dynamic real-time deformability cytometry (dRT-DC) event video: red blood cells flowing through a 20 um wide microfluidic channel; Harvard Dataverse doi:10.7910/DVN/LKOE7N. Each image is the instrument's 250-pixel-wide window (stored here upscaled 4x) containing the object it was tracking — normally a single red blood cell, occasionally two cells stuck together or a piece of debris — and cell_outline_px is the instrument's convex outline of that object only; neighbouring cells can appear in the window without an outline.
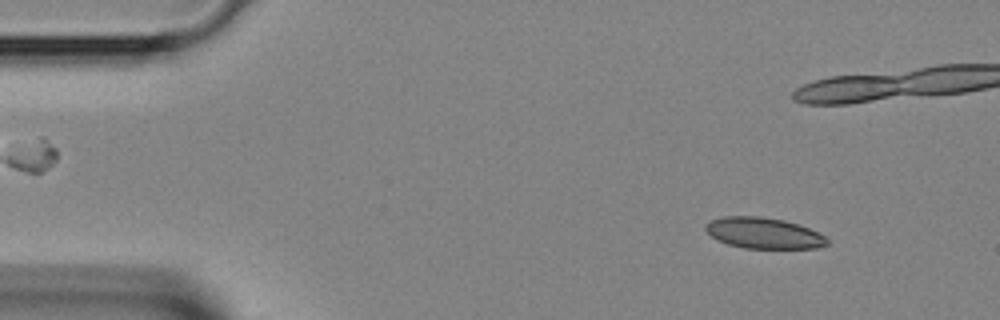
{"species": "Egyptian fruit bat (a non-hibernating species)", "species_latin": "Rousettus aegyptiacus", "temperature_condition": "room temperature", "stored_images_in_passage": 41, "camera_frame_rate_fps": 3000, "um_per_image_px": 0.085, "animal": {"sex": "female"}, "frame": {"image": 1, "passage_image": 4, "time_ms": 1.0, "image_size_px": [1000, 320], "cell_outline_px": [[828, 244], [816, 248], [744, 248], [728, 244], [716, 240], [704, 228], [712, 220], [724, 216], [760, 216], [784, 220], [808, 228], [824, 236], [828, 240]], "centroid_in_image_um": [64.9, 19.81], "position_along_channel_um": 20.1, "area_um2": 21.68}}
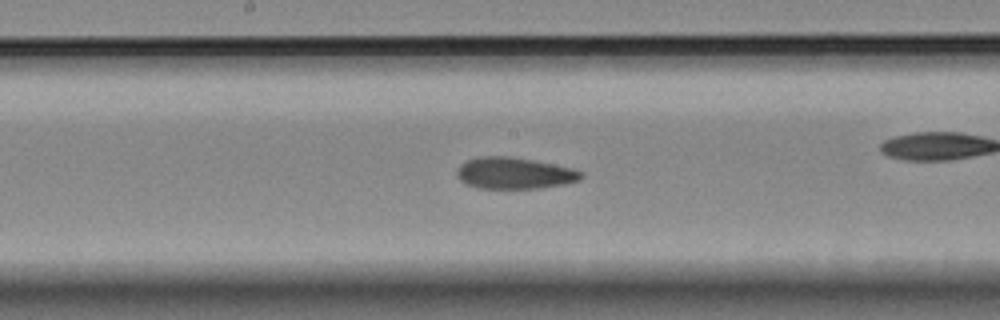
{"frame": {"image": 2, "passage_image": 20, "time_ms": 6.333, "image_size_px": [1000, 320], "cell_outline_px": [[584, 176], [580, 180], [564, 184], [540, 188], [476, 188], [464, 184], [456, 176], [456, 168], [460, 164], [468, 160], [480, 156], [508, 156], [532, 160], [572, 168], [584, 172]], "centroid_in_image_um": [43.69, 14.72], "position_along_channel_um": 204.5, "area_um2": 22.95}}
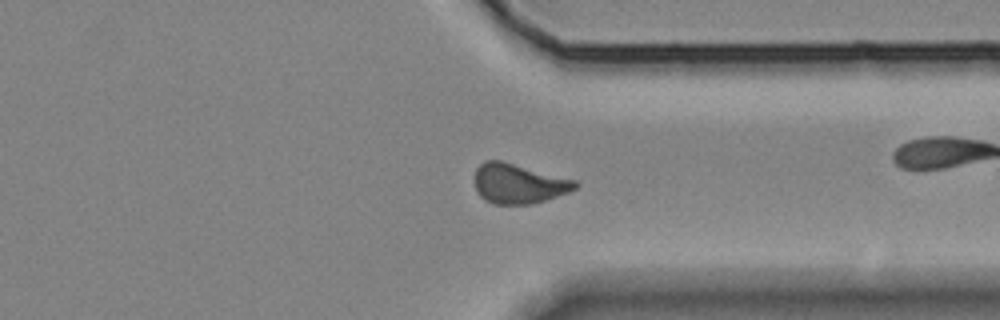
{"frame": {"image": 3, "passage_image": 30, "time_ms": 9.667, "image_size_px": [1000, 320], "cell_outline_px": [[580, 184], [576, 188], [568, 192], [532, 204], [492, 204], [484, 200], [476, 192], [476, 168], [484, 160], [500, 160], [576, 180]], "centroid_in_image_um": [44.06, 15.61], "position_along_channel_um": 367.3, "area_um2": 23.24}}